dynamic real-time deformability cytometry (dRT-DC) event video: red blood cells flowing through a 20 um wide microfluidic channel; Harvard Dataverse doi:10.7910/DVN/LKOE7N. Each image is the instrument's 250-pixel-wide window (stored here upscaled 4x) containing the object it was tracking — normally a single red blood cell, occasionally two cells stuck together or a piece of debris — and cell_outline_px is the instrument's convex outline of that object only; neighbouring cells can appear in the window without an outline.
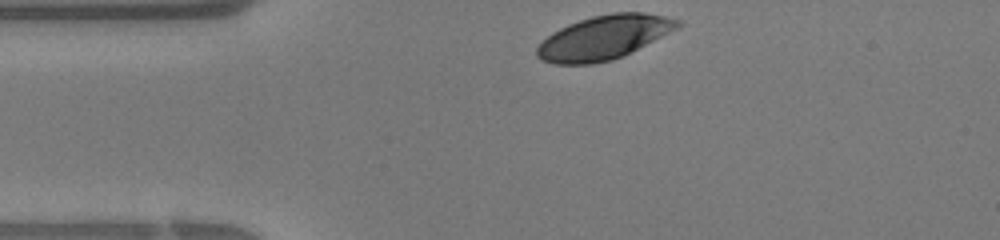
{"species": "human", "species_latin": "Homo sapiens", "temperature_condition": "warm", "stored_images_in_passage": 25, "camera_frame_rate_fps": 3000, "um_per_image_px": 0.085, "donor": {"sex": "female"}, "frame": {"image": 1, "passage_image": 1, "time_ms": 0.0, "image_size_px": [1000, 240], "cell_outline_px": [[684, 24], [624, 56], [612, 60], [592, 64], [552, 64], [540, 60], [536, 56], [536, 48], [552, 32], [568, 24], [592, 16], [612, 12], [644, 12], [664, 16], [680, 20]], "centroid_in_image_um": [51.31, 3.19], "position_along_channel_um": 33.7, "area_um2": 36.01}}
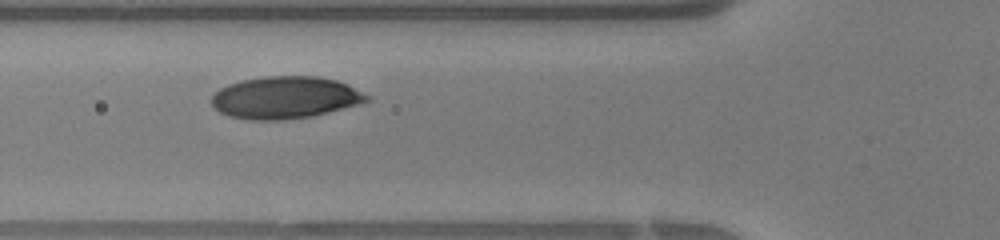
{"frame": {"image": 2, "passage_image": 7, "time_ms": 2.0, "image_size_px": [1000, 240], "cell_outline_px": [[372, 100], [360, 104], [312, 116], [280, 120], [248, 120], [228, 116], [220, 112], [212, 104], [212, 96], [220, 88], [228, 84], [240, 80], [268, 76], [320, 76], [336, 80], [348, 84], [368, 96]], "centroid_in_image_um": [24.24, 8.29], "position_along_channel_um": 101.6, "area_um2": 38.21}}
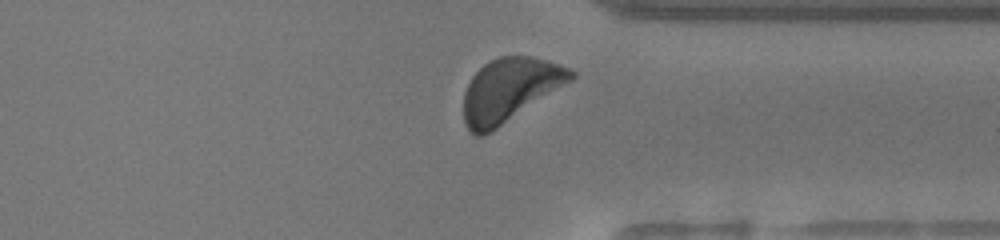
{"frame": {"image": 3, "passage_image": 23, "time_ms": 7.333, "image_size_px": [1000, 240], "cell_outline_px": [[576, 76], [572, 80], [484, 136], [476, 136], [464, 124], [464, 92], [472, 76], [484, 64], [500, 56], [532, 56], [560, 64], [576, 72]], "centroid_in_image_um": [43.31, 7.64], "position_along_channel_um": 368.1, "area_um2": 39.25}}